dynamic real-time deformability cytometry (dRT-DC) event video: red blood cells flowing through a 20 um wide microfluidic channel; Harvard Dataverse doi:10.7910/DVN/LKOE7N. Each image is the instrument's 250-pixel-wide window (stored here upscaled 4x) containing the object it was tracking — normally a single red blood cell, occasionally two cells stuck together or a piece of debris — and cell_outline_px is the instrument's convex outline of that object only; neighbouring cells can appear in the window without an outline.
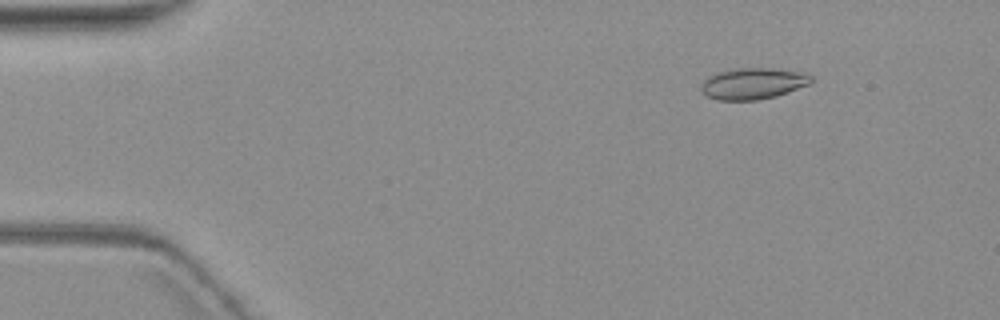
{"species": "common noctule bat (a hibernating species)", "species_latin": "Nyctalus noctula", "temperature_condition": "warm", "stored_images_in_passage": 7, "camera_frame_rate_fps": 3000, "um_per_image_px": 0.085, "animal": {"sex": "female", "body_mass_g": 19.3, "forearm_length_mm": 54.1}, "frame": {"image": 1, "passage_image": 2, "time_ms": 1.0, "image_size_px": [1000, 320], "cell_outline_px": [[812, 80], [808, 84], [788, 92], [776, 96], [756, 100], [716, 100], [708, 96], [700, 88], [700, 84], [708, 76], [716, 72], [736, 68], [772, 68], [804, 72], [812, 76]], "centroid_in_image_um": [63.99, 7.09], "position_along_channel_um": 21.0, "area_um2": 20.11}}
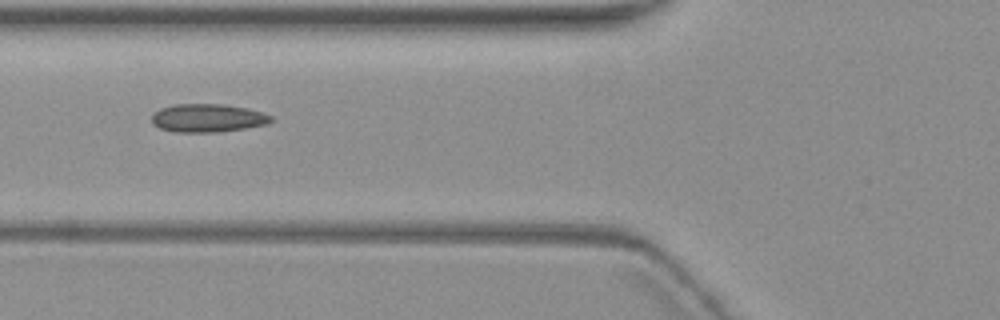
{"frame": {"image": 2, "passage_image": 6, "time_ms": 6.0, "image_size_px": [1000, 320], "cell_outline_px": [[272, 120], [264, 124], [244, 128], [216, 132], [176, 132], [160, 128], [152, 124], [152, 112], [160, 108], [172, 104], [224, 104], [244, 108], [260, 112], [272, 116]], "centroid_in_image_um": [17.57, 10.02], "position_along_channel_um": 108.2, "area_um2": 19.48}}
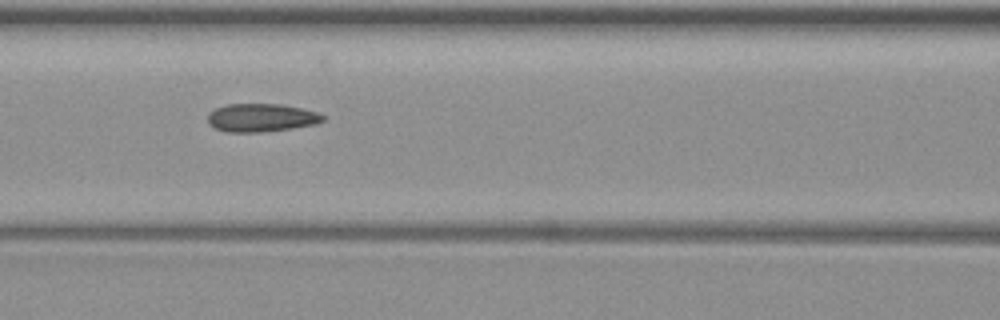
{"frame": {"image": 3, "passage_image": 7, "time_ms": 7.0, "image_size_px": [1000, 320], "cell_outline_px": [[324, 120], [316, 124], [292, 128], [260, 132], [228, 132], [216, 128], [208, 124], [208, 112], [216, 108], [228, 104], [280, 104], [300, 108], [316, 112], [324, 116]], "centroid_in_image_um": [22.18, 10.0], "position_along_channel_um": 144.4, "area_um2": 18.79}}